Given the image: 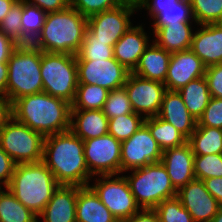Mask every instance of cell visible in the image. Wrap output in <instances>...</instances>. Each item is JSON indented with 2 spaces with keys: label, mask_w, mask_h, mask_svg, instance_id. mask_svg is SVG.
<instances>
[{
  "label": "cell",
  "mask_w": 222,
  "mask_h": 222,
  "mask_svg": "<svg viewBox=\"0 0 222 222\" xmlns=\"http://www.w3.org/2000/svg\"><path fill=\"white\" fill-rule=\"evenodd\" d=\"M42 162L60 185L89 186L92 175L87 168L84 141L70 129L44 139Z\"/></svg>",
  "instance_id": "cell-1"
},
{
  "label": "cell",
  "mask_w": 222,
  "mask_h": 222,
  "mask_svg": "<svg viewBox=\"0 0 222 222\" xmlns=\"http://www.w3.org/2000/svg\"><path fill=\"white\" fill-rule=\"evenodd\" d=\"M11 112L16 121L44 137L70 129L71 104L44 91L16 99Z\"/></svg>",
  "instance_id": "cell-2"
},
{
  "label": "cell",
  "mask_w": 222,
  "mask_h": 222,
  "mask_svg": "<svg viewBox=\"0 0 222 222\" xmlns=\"http://www.w3.org/2000/svg\"><path fill=\"white\" fill-rule=\"evenodd\" d=\"M87 18L68 6L46 14L40 34L31 43L42 52L76 55L85 37Z\"/></svg>",
  "instance_id": "cell-3"
},
{
  "label": "cell",
  "mask_w": 222,
  "mask_h": 222,
  "mask_svg": "<svg viewBox=\"0 0 222 222\" xmlns=\"http://www.w3.org/2000/svg\"><path fill=\"white\" fill-rule=\"evenodd\" d=\"M60 184L42 162L16 164L6 188L26 208L39 216Z\"/></svg>",
  "instance_id": "cell-4"
},
{
  "label": "cell",
  "mask_w": 222,
  "mask_h": 222,
  "mask_svg": "<svg viewBox=\"0 0 222 222\" xmlns=\"http://www.w3.org/2000/svg\"><path fill=\"white\" fill-rule=\"evenodd\" d=\"M6 97L11 104L20 97L43 92L41 50L29 45H18L8 60Z\"/></svg>",
  "instance_id": "cell-5"
},
{
  "label": "cell",
  "mask_w": 222,
  "mask_h": 222,
  "mask_svg": "<svg viewBox=\"0 0 222 222\" xmlns=\"http://www.w3.org/2000/svg\"><path fill=\"white\" fill-rule=\"evenodd\" d=\"M130 172L131 175L125 173L124 176L141 209H154L163 200L177 196V190L161 161Z\"/></svg>",
  "instance_id": "cell-6"
},
{
  "label": "cell",
  "mask_w": 222,
  "mask_h": 222,
  "mask_svg": "<svg viewBox=\"0 0 222 222\" xmlns=\"http://www.w3.org/2000/svg\"><path fill=\"white\" fill-rule=\"evenodd\" d=\"M43 91L72 104L78 86L76 55L41 51Z\"/></svg>",
  "instance_id": "cell-7"
},
{
  "label": "cell",
  "mask_w": 222,
  "mask_h": 222,
  "mask_svg": "<svg viewBox=\"0 0 222 222\" xmlns=\"http://www.w3.org/2000/svg\"><path fill=\"white\" fill-rule=\"evenodd\" d=\"M45 137L11 117L0 129V146L16 164L42 161Z\"/></svg>",
  "instance_id": "cell-8"
},
{
  "label": "cell",
  "mask_w": 222,
  "mask_h": 222,
  "mask_svg": "<svg viewBox=\"0 0 222 222\" xmlns=\"http://www.w3.org/2000/svg\"><path fill=\"white\" fill-rule=\"evenodd\" d=\"M94 177L93 184L89 186L118 222L128 220L141 209L123 173L122 176L120 173Z\"/></svg>",
  "instance_id": "cell-9"
},
{
  "label": "cell",
  "mask_w": 222,
  "mask_h": 222,
  "mask_svg": "<svg viewBox=\"0 0 222 222\" xmlns=\"http://www.w3.org/2000/svg\"><path fill=\"white\" fill-rule=\"evenodd\" d=\"M138 12L136 0H127L124 4L111 10L94 14L87 18L85 38L88 41L115 43L133 25L131 16Z\"/></svg>",
  "instance_id": "cell-10"
},
{
  "label": "cell",
  "mask_w": 222,
  "mask_h": 222,
  "mask_svg": "<svg viewBox=\"0 0 222 222\" xmlns=\"http://www.w3.org/2000/svg\"><path fill=\"white\" fill-rule=\"evenodd\" d=\"M84 141V154L89 173L98 175L121 173V142L106 134Z\"/></svg>",
  "instance_id": "cell-11"
},
{
  "label": "cell",
  "mask_w": 222,
  "mask_h": 222,
  "mask_svg": "<svg viewBox=\"0 0 222 222\" xmlns=\"http://www.w3.org/2000/svg\"><path fill=\"white\" fill-rule=\"evenodd\" d=\"M163 150L143 123L127 140L121 142V174L161 161Z\"/></svg>",
  "instance_id": "cell-12"
},
{
  "label": "cell",
  "mask_w": 222,
  "mask_h": 222,
  "mask_svg": "<svg viewBox=\"0 0 222 222\" xmlns=\"http://www.w3.org/2000/svg\"><path fill=\"white\" fill-rule=\"evenodd\" d=\"M76 61L78 84L98 85L109 91L123 87L130 73L115 58Z\"/></svg>",
  "instance_id": "cell-13"
},
{
  "label": "cell",
  "mask_w": 222,
  "mask_h": 222,
  "mask_svg": "<svg viewBox=\"0 0 222 222\" xmlns=\"http://www.w3.org/2000/svg\"><path fill=\"white\" fill-rule=\"evenodd\" d=\"M124 87L135 113L144 119L158 115L166 86L164 83L129 73Z\"/></svg>",
  "instance_id": "cell-14"
},
{
  "label": "cell",
  "mask_w": 222,
  "mask_h": 222,
  "mask_svg": "<svg viewBox=\"0 0 222 222\" xmlns=\"http://www.w3.org/2000/svg\"><path fill=\"white\" fill-rule=\"evenodd\" d=\"M194 222H211L221 208L202 180L194 179L177 191L176 196Z\"/></svg>",
  "instance_id": "cell-15"
},
{
  "label": "cell",
  "mask_w": 222,
  "mask_h": 222,
  "mask_svg": "<svg viewBox=\"0 0 222 222\" xmlns=\"http://www.w3.org/2000/svg\"><path fill=\"white\" fill-rule=\"evenodd\" d=\"M206 66L191 50L171 53L167 76L166 90L178 91L190 81L205 75Z\"/></svg>",
  "instance_id": "cell-16"
},
{
  "label": "cell",
  "mask_w": 222,
  "mask_h": 222,
  "mask_svg": "<svg viewBox=\"0 0 222 222\" xmlns=\"http://www.w3.org/2000/svg\"><path fill=\"white\" fill-rule=\"evenodd\" d=\"M194 156L188 142L182 146L168 148L163 151L161 162L177 191L196 179L193 167Z\"/></svg>",
  "instance_id": "cell-17"
},
{
  "label": "cell",
  "mask_w": 222,
  "mask_h": 222,
  "mask_svg": "<svg viewBox=\"0 0 222 222\" xmlns=\"http://www.w3.org/2000/svg\"><path fill=\"white\" fill-rule=\"evenodd\" d=\"M199 26L195 28L190 49L206 67L222 63V23Z\"/></svg>",
  "instance_id": "cell-18"
},
{
  "label": "cell",
  "mask_w": 222,
  "mask_h": 222,
  "mask_svg": "<svg viewBox=\"0 0 222 222\" xmlns=\"http://www.w3.org/2000/svg\"><path fill=\"white\" fill-rule=\"evenodd\" d=\"M144 25H132L113 46L114 58L127 70L132 72L137 66L141 55L150 44V34Z\"/></svg>",
  "instance_id": "cell-19"
},
{
  "label": "cell",
  "mask_w": 222,
  "mask_h": 222,
  "mask_svg": "<svg viewBox=\"0 0 222 222\" xmlns=\"http://www.w3.org/2000/svg\"><path fill=\"white\" fill-rule=\"evenodd\" d=\"M77 195L78 186L60 185L38 216V222H76Z\"/></svg>",
  "instance_id": "cell-20"
},
{
  "label": "cell",
  "mask_w": 222,
  "mask_h": 222,
  "mask_svg": "<svg viewBox=\"0 0 222 222\" xmlns=\"http://www.w3.org/2000/svg\"><path fill=\"white\" fill-rule=\"evenodd\" d=\"M157 116L176 127L187 139L197 127L196 118L189 113L178 91H165Z\"/></svg>",
  "instance_id": "cell-21"
},
{
  "label": "cell",
  "mask_w": 222,
  "mask_h": 222,
  "mask_svg": "<svg viewBox=\"0 0 222 222\" xmlns=\"http://www.w3.org/2000/svg\"><path fill=\"white\" fill-rule=\"evenodd\" d=\"M151 43L141 55L132 73L148 80L165 83L171 53L159 47L153 40Z\"/></svg>",
  "instance_id": "cell-22"
},
{
  "label": "cell",
  "mask_w": 222,
  "mask_h": 222,
  "mask_svg": "<svg viewBox=\"0 0 222 222\" xmlns=\"http://www.w3.org/2000/svg\"><path fill=\"white\" fill-rule=\"evenodd\" d=\"M108 124L102 110L71 109L70 130L82 140L108 134Z\"/></svg>",
  "instance_id": "cell-23"
},
{
  "label": "cell",
  "mask_w": 222,
  "mask_h": 222,
  "mask_svg": "<svg viewBox=\"0 0 222 222\" xmlns=\"http://www.w3.org/2000/svg\"><path fill=\"white\" fill-rule=\"evenodd\" d=\"M76 222H118L90 186L79 187Z\"/></svg>",
  "instance_id": "cell-24"
},
{
  "label": "cell",
  "mask_w": 222,
  "mask_h": 222,
  "mask_svg": "<svg viewBox=\"0 0 222 222\" xmlns=\"http://www.w3.org/2000/svg\"><path fill=\"white\" fill-rule=\"evenodd\" d=\"M193 22H180L159 27L153 33V41L169 53L189 50L194 31ZM192 25V26H191Z\"/></svg>",
  "instance_id": "cell-25"
},
{
  "label": "cell",
  "mask_w": 222,
  "mask_h": 222,
  "mask_svg": "<svg viewBox=\"0 0 222 222\" xmlns=\"http://www.w3.org/2000/svg\"><path fill=\"white\" fill-rule=\"evenodd\" d=\"M178 92L189 113L198 121L211 99L205 76L190 81L186 86L178 90Z\"/></svg>",
  "instance_id": "cell-26"
},
{
  "label": "cell",
  "mask_w": 222,
  "mask_h": 222,
  "mask_svg": "<svg viewBox=\"0 0 222 222\" xmlns=\"http://www.w3.org/2000/svg\"><path fill=\"white\" fill-rule=\"evenodd\" d=\"M147 10L152 24V33L159 27L166 26L167 24H178L180 22H196L193 17L192 8L189 0H180L178 7L169 8H138V11Z\"/></svg>",
  "instance_id": "cell-27"
},
{
  "label": "cell",
  "mask_w": 222,
  "mask_h": 222,
  "mask_svg": "<svg viewBox=\"0 0 222 222\" xmlns=\"http://www.w3.org/2000/svg\"><path fill=\"white\" fill-rule=\"evenodd\" d=\"M187 142L194 155L222 154V129L197 126Z\"/></svg>",
  "instance_id": "cell-28"
},
{
  "label": "cell",
  "mask_w": 222,
  "mask_h": 222,
  "mask_svg": "<svg viewBox=\"0 0 222 222\" xmlns=\"http://www.w3.org/2000/svg\"><path fill=\"white\" fill-rule=\"evenodd\" d=\"M144 124L163 151L187 143L188 139L176 127L158 116L146 118Z\"/></svg>",
  "instance_id": "cell-29"
},
{
  "label": "cell",
  "mask_w": 222,
  "mask_h": 222,
  "mask_svg": "<svg viewBox=\"0 0 222 222\" xmlns=\"http://www.w3.org/2000/svg\"><path fill=\"white\" fill-rule=\"evenodd\" d=\"M0 222H38V216L18 201L6 187H0Z\"/></svg>",
  "instance_id": "cell-30"
},
{
  "label": "cell",
  "mask_w": 222,
  "mask_h": 222,
  "mask_svg": "<svg viewBox=\"0 0 222 222\" xmlns=\"http://www.w3.org/2000/svg\"><path fill=\"white\" fill-rule=\"evenodd\" d=\"M109 90L98 85L78 84L71 109L102 110Z\"/></svg>",
  "instance_id": "cell-31"
},
{
  "label": "cell",
  "mask_w": 222,
  "mask_h": 222,
  "mask_svg": "<svg viewBox=\"0 0 222 222\" xmlns=\"http://www.w3.org/2000/svg\"><path fill=\"white\" fill-rule=\"evenodd\" d=\"M46 14L47 13L39 7L22 1V34L30 43H32L40 34L45 22Z\"/></svg>",
  "instance_id": "cell-32"
},
{
  "label": "cell",
  "mask_w": 222,
  "mask_h": 222,
  "mask_svg": "<svg viewBox=\"0 0 222 222\" xmlns=\"http://www.w3.org/2000/svg\"><path fill=\"white\" fill-rule=\"evenodd\" d=\"M189 1L197 26L222 23V0Z\"/></svg>",
  "instance_id": "cell-33"
},
{
  "label": "cell",
  "mask_w": 222,
  "mask_h": 222,
  "mask_svg": "<svg viewBox=\"0 0 222 222\" xmlns=\"http://www.w3.org/2000/svg\"><path fill=\"white\" fill-rule=\"evenodd\" d=\"M144 120L135 112L111 118L108 124V134L122 142L129 139L144 123Z\"/></svg>",
  "instance_id": "cell-34"
},
{
  "label": "cell",
  "mask_w": 222,
  "mask_h": 222,
  "mask_svg": "<svg viewBox=\"0 0 222 222\" xmlns=\"http://www.w3.org/2000/svg\"><path fill=\"white\" fill-rule=\"evenodd\" d=\"M22 0H18L0 22V31L18 45L31 44L22 34Z\"/></svg>",
  "instance_id": "cell-35"
},
{
  "label": "cell",
  "mask_w": 222,
  "mask_h": 222,
  "mask_svg": "<svg viewBox=\"0 0 222 222\" xmlns=\"http://www.w3.org/2000/svg\"><path fill=\"white\" fill-rule=\"evenodd\" d=\"M102 111L108 119L124 114L134 113L128 93L124 86L109 91Z\"/></svg>",
  "instance_id": "cell-36"
},
{
  "label": "cell",
  "mask_w": 222,
  "mask_h": 222,
  "mask_svg": "<svg viewBox=\"0 0 222 222\" xmlns=\"http://www.w3.org/2000/svg\"><path fill=\"white\" fill-rule=\"evenodd\" d=\"M154 210L160 222H194L177 197L163 200Z\"/></svg>",
  "instance_id": "cell-37"
},
{
  "label": "cell",
  "mask_w": 222,
  "mask_h": 222,
  "mask_svg": "<svg viewBox=\"0 0 222 222\" xmlns=\"http://www.w3.org/2000/svg\"><path fill=\"white\" fill-rule=\"evenodd\" d=\"M193 167L198 180L222 177V154L195 155Z\"/></svg>",
  "instance_id": "cell-38"
},
{
  "label": "cell",
  "mask_w": 222,
  "mask_h": 222,
  "mask_svg": "<svg viewBox=\"0 0 222 222\" xmlns=\"http://www.w3.org/2000/svg\"><path fill=\"white\" fill-rule=\"evenodd\" d=\"M114 58L113 47L108 42L88 41L85 37L79 51L76 54V60H107Z\"/></svg>",
  "instance_id": "cell-39"
},
{
  "label": "cell",
  "mask_w": 222,
  "mask_h": 222,
  "mask_svg": "<svg viewBox=\"0 0 222 222\" xmlns=\"http://www.w3.org/2000/svg\"><path fill=\"white\" fill-rule=\"evenodd\" d=\"M127 0H69V6L79 11L84 17L101 13L121 6Z\"/></svg>",
  "instance_id": "cell-40"
},
{
  "label": "cell",
  "mask_w": 222,
  "mask_h": 222,
  "mask_svg": "<svg viewBox=\"0 0 222 222\" xmlns=\"http://www.w3.org/2000/svg\"><path fill=\"white\" fill-rule=\"evenodd\" d=\"M197 126L222 129V98L211 97L203 115L197 121Z\"/></svg>",
  "instance_id": "cell-41"
},
{
  "label": "cell",
  "mask_w": 222,
  "mask_h": 222,
  "mask_svg": "<svg viewBox=\"0 0 222 222\" xmlns=\"http://www.w3.org/2000/svg\"><path fill=\"white\" fill-rule=\"evenodd\" d=\"M204 76L211 97L222 98V63L206 67Z\"/></svg>",
  "instance_id": "cell-42"
},
{
  "label": "cell",
  "mask_w": 222,
  "mask_h": 222,
  "mask_svg": "<svg viewBox=\"0 0 222 222\" xmlns=\"http://www.w3.org/2000/svg\"><path fill=\"white\" fill-rule=\"evenodd\" d=\"M16 163L0 146V187H6L14 173Z\"/></svg>",
  "instance_id": "cell-43"
},
{
  "label": "cell",
  "mask_w": 222,
  "mask_h": 222,
  "mask_svg": "<svg viewBox=\"0 0 222 222\" xmlns=\"http://www.w3.org/2000/svg\"><path fill=\"white\" fill-rule=\"evenodd\" d=\"M22 1L37 6L46 13L59 12L65 10L69 6V0H22Z\"/></svg>",
  "instance_id": "cell-44"
},
{
  "label": "cell",
  "mask_w": 222,
  "mask_h": 222,
  "mask_svg": "<svg viewBox=\"0 0 222 222\" xmlns=\"http://www.w3.org/2000/svg\"><path fill=\"white\" fill-rule=\"evenodd\" d=\"M17 46V43L0 31V62H8Z\"/></svg>",
  "instance_id": "cell-45"
},
{
  "label": "cell",
  "mask_w": 222,
  "mask_h": 222,
  "mask_svg": "<svg viewBox=\"0 0 222 222\" xmlns=\"http://www.w3.org/2000/svg\"><path fill=\"white\" fill-rule=\"evenodd\" d=\"M208 192L217 200L222 207V177H211L202 180Z\"/></svg>",
  "instance_id": "cell-46"
},
{
  "label": "cell",
  "mask_w": 222,
  "mask_h": 222,
  "mask_svg": "<svg viewBox=\"0 0 222 222\" xmlns=\"http://www.w3.org/2000/svg\"><path fill=\"white\" fill-rule=\"evenodd\" d=\"M180 0H136L137 8H169L178 7Z\"/></svg>",
  "instance_id": "cell-47"
},
{
  "label": "cell",
  "mask_w": 222,
  "mask_h": 222,
  "mask_svg": "<svg viewBox=\"0 0 222 222\" xmlns=\"http://www.w3.org/2000/svg\"><path fill=\"white\" fill-rule=\"evenodd\" d=\"M124 222H160L154 209H140L131 218Z\"/></svg>",
  "instance_id": "cell-48"
},
{
  "label": "cell",
  "mask_w": 222,
  "mask_h": 222,
  "mask_svg": "<svg viewBox=\"0 0 222 222\" xmlns=\"http://www.w3.org/2000/svg\"><path fill=\"white\" fill-rule=\"evenodd\" d=\"M12 117L11 102L5 96H0V129Z\"/></svg>",
  "instance_id": "cell-49"
},
{
  "label": "cell",
  "mask_w": 222,
  "mask_h": 222,
  "mask_svg": "<svg viewBox=\"0 0 222 222\" xmlns=\"http://www.w3.org/2000/svg\"><path fill=\"white\" fill-rule=\"evenodd\" d=\"M7 79H8V63L0 62V96L6 97Z\"/></svg>",
  "instance_id": "cell-50"
},
{
  "label": "cell",
  "mask_w": 222,
  "mask_h": 222,
  "mask_svg": "<svg viewBox=\"0 0 222 222\" xmlns=\"http://www.w3.org/2000/svg\"><path fill=\"white\" fill-rule=\"evenodd\" d=\"M18 0H0V22Z\"/></svg>",
  "instance_id": "cell-51"
},
{
  "label": "cell",
  "mask_w": 222,
  "mask_h": 222,
  "mask_svg": "<svg viewBox=\"0 0 222 222\" xmlns=\"http://www.w3.org/2000/svg\"><path fill=\"white\" fill-rule=\"evenodd\" d=\"M211 222H222V207L219 209L217 214L212 218Z\"/></svg>",
  "instance_id": "cell-52"
}]
</instances>
